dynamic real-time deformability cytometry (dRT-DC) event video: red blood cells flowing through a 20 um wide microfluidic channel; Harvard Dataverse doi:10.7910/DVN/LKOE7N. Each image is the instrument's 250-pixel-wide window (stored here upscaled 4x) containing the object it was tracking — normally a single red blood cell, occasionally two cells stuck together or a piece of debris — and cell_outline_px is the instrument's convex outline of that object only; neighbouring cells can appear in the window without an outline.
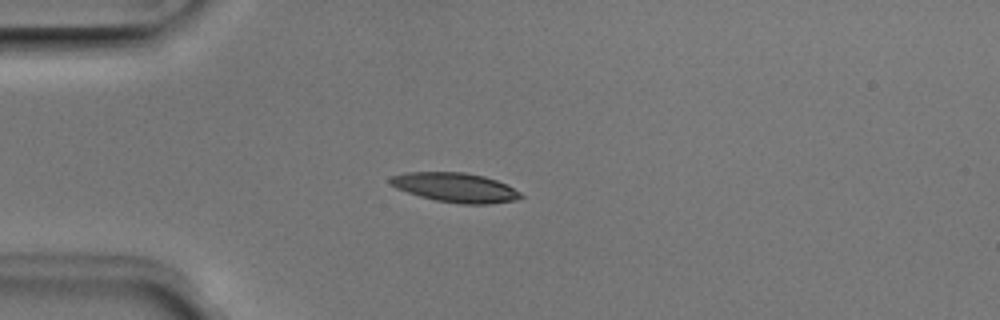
{"species": "Egyptian fruit bat (a non-hibernating species)", "species_latin": "Rousettus aegyptiacus", "temperature_condition": "room temperature", "stored_images_in_passage": 6, "camera_frame_rate_fps": 3000, "um_per_image_px": 0.085, "animal": {"sex": "male"}, "frame": {"image": 1, "passage_image": 5, "time_ms": 1.333, "image_size_px": [1000, 320], "cell_outline_px": [[524, 196], [516, 200], [488, 204], [460, 204], [436, 200], [420, 196], [396, 188], [388, 184], [388, 180], [392, 176], [408, 172], [464, 172], [484, 176], [496, 180], [520, 192]], "centroid_in_image_um": [38.68, 15.94], "position_along_channel_um": 46.3, "area_um2": 22.25}}